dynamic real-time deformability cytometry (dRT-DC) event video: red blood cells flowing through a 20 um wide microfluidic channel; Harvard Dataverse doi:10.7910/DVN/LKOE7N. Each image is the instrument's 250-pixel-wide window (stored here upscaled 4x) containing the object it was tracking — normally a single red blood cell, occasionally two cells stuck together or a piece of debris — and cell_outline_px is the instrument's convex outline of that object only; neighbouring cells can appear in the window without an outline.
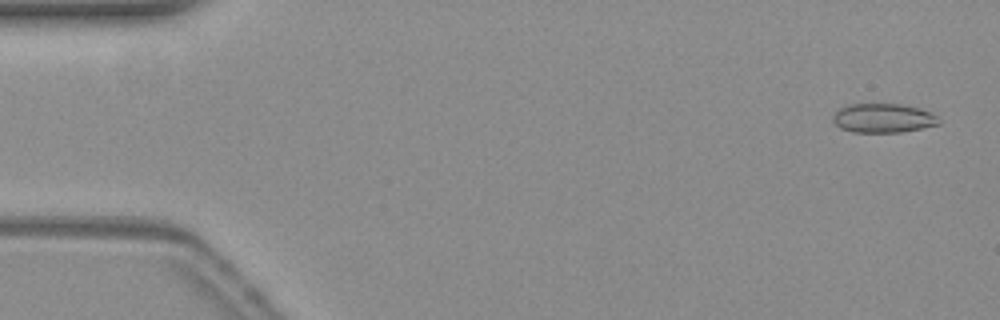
{"species": "common noctule bat (a hibernating species)", "species_latin": "Nyctalus noctula", "temperature_condition": "warm", "stored_images_in_passage": 54, "camera_frame_rate_fps": 3000, "um_per_image_px": 0.085, "animal": {"sex": "female", "body_mass_g": 19.3, "forearm_length_mm": 54.1}, "frame": {"image": 1, "passage_image": 2, "time_ms": 0.333, "image_size_px": [1000, 320], "cell_outline_px": [[940, 124], [900, 132], [852, 132], [840, 128], [832, 120], [832, 116], [840, 108], [848, 104], [900, 104], [920, 108], [936, 116], [940, 120]], "centroid_in_image_um": [75.04, 10.04], "position_along_channel_um": 10.0, "area_um2": 17.86}}
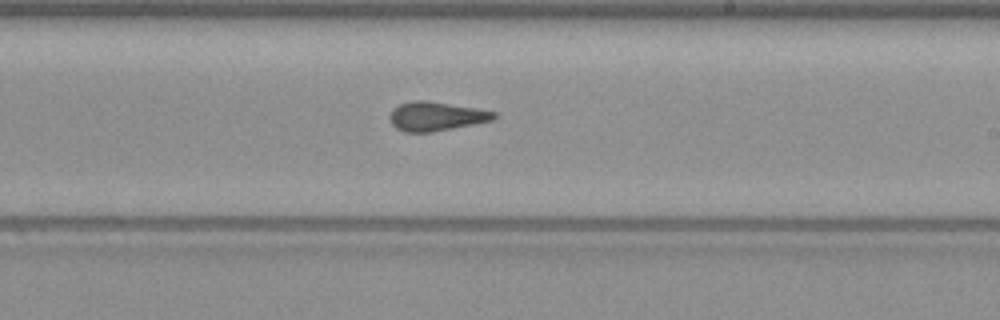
{"frame": {"image": 2, "passage_image": 31, "time_ms": 10.0, "image_size_px": [1000, 320], "cell_outline_px": [[496, 116], [492, 120], [432, 132], [404, 132], [396, 128], [392, 124], [388, 116], [392, 108], [400, 104], [416, 100], [424, 100], [476, 108], [496, 112]], "centroid_in_image_um": [37.01, 9.88], "position_along_channel_um": 252.0, "area_um2": 17.46}}
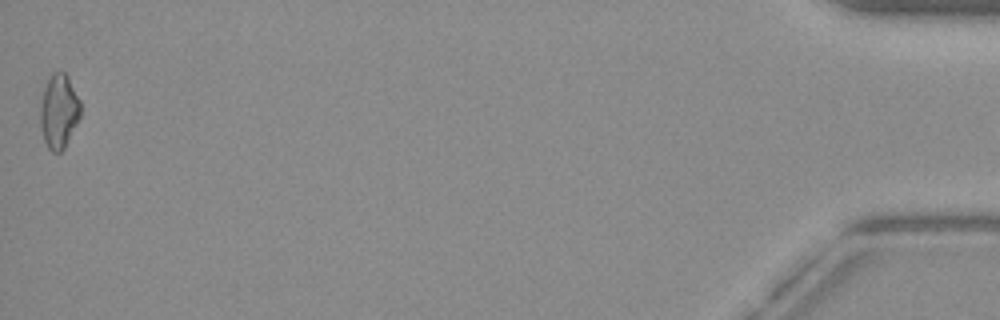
{"frame": {"image": 3, "passage_image": 53, "time_ms": 17.333, "image_size_px": [1000, 320], "cell_outline_px": [[80, 116], [64, 148], [60, 152], [52, 152], [48, 148], [44, 140], [40, 128], [40, 108], [44, 88], [52, 72], [64, 72], [68, 76], [80, 100]], "centroid_in_image_um": [4.99, 9.46], "position_along_channel_um": 430.2, "area_um2": 17.28}}